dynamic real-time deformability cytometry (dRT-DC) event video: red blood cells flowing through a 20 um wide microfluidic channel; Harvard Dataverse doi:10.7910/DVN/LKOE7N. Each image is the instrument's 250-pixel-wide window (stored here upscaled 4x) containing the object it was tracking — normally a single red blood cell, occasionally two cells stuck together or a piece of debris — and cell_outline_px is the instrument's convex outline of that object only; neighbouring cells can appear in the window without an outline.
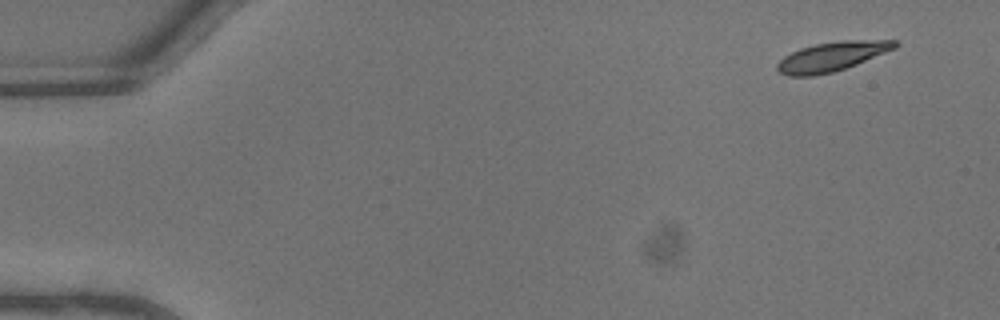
{"species": "common noctule bat (a hibernating species)", "species_latin": "Nyctalus noctula", "temperature_condition": "warm", "stored_images_in_passage": 42, "camera_frame_rate_fps": 3000, "um_per_image_px": 0.085, "animal": {"sex": "male", "body_mass_g": 13.3}, "frame": {"image": 1, "passage_image": 1, "time_ms": 0.0, "image_size_px": [1000, 320], "cell_outline_px": [[900, 44], [896, 48], [856, 64], [832, 72], [812, 76], [788, 76], [776, 72], [776, 64], [784, 56], [800, 48], [812, 44], [840, 40], [896, 40]], "centroid_in_image_um": [70.68, 4.8], "position_along_channel_um": 14.3, "area_um2": 20.23}}
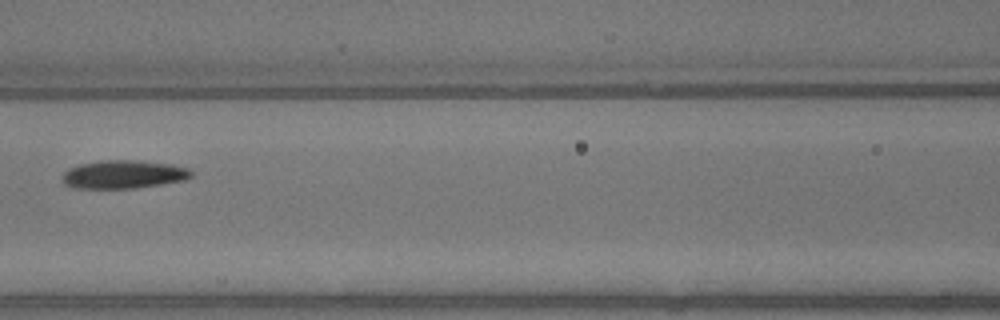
{"frame": {"image": 2, "passage_image": 19, "time_ms": 6.0, "image_size_px": [1000, 320], "cell_outline_px": [[192, 176], [184, 180], [136, 188], [72, 188], [64, 184], [60, 180], [60, 176], [68, 168], [80, 164], [100, 160], [140, 160], [172, 164], [188, 168], [192, 172]], "centroid_in_image_um": [10.44, 14.82], "position_along_channel_um": 156.2, "area_um2": 21.5}}
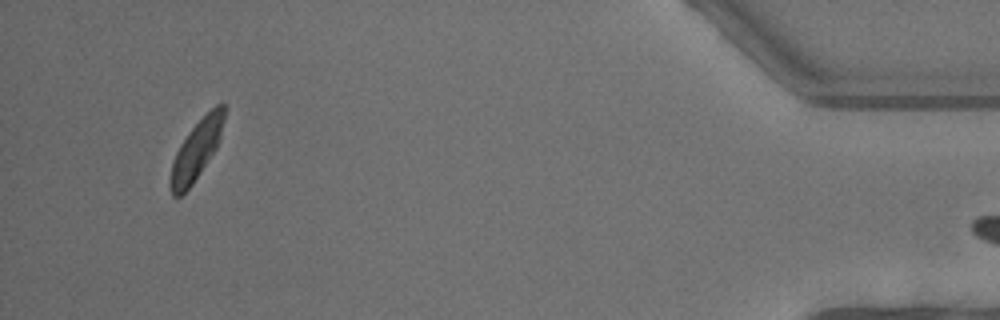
{"frame": {"image": 3, "passage_image": 41, "time_ms": 13.333, "image_size_px": [1000, 320], "cell_outline_px": [[224, 120], [220, 136], [216, 148], [192, 184], [180, 196], [172, 196], [168, 184], [168, 180], [172, 160], [180, 144], [188, 132], [216, 104], [224, 104]], "centroid_in_image_um": [16.64, 12.8], "position_along_channel_um": 418.6, "area_um2": 18.32}}